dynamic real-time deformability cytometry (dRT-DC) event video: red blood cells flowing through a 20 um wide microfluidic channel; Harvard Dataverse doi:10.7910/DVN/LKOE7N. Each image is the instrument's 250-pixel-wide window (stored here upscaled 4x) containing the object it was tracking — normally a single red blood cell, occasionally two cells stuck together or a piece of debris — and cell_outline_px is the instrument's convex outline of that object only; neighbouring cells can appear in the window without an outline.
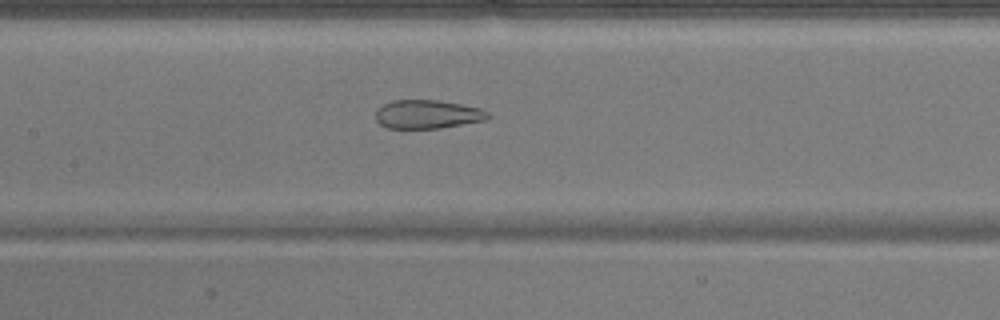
{"species": "common noctule bat (a hibernating species)", "species_latin": "Nyctalus noctula", "temperature_condition": "warm", "stored_images_in_passage": 51, "camera_frame_rate_fps": 3000, "um_per_image_px": 0.085, "animal": {"sex": "male", "body_mass_g": 17.9}, "frame": {"image": 1, "passage_image": 24, "time_ms": 7.667, "image_size_px": [1000, 320], "cell_outline_px": [[492, 116], [484, 120], [440, 128], [384, 128], [376, 120], [376, 112], [384, 104], [392, 100], [436, 100], [460, 104], [480, 108], [488, 112]], "centroid_in_image_um": [36.33, 9.72], "position_along_channel_um": 171.1, "area_um2": 18.61}}
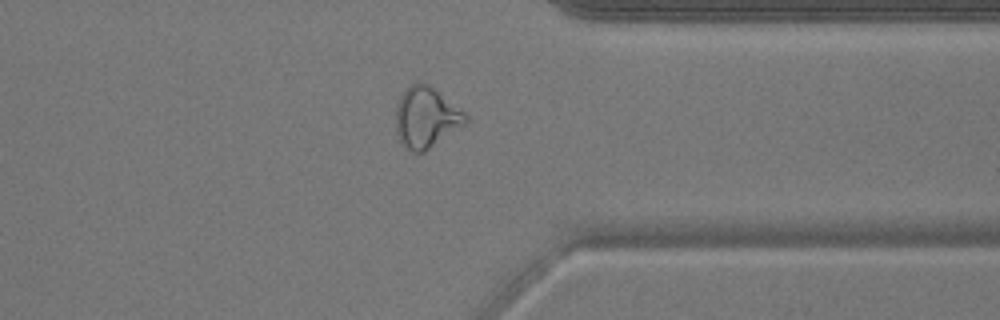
{"frame": {"image": 2, "passage_image": 40, "time_ms": 13.0, "image_size_px": [1000, 320], "cell_outline_px": [[468, 120], [464, 124], [424, 152], [412, 152], [400, 140], [396, 132], [396, 108], [400, 96], [404, 88], [420, 80], [428, 84], [464, 112], [468, 116]], "centroid_in_image_um": [36.19, 9.95], "position_along_channel_um": 375.2, "area_um2": 24.33}}
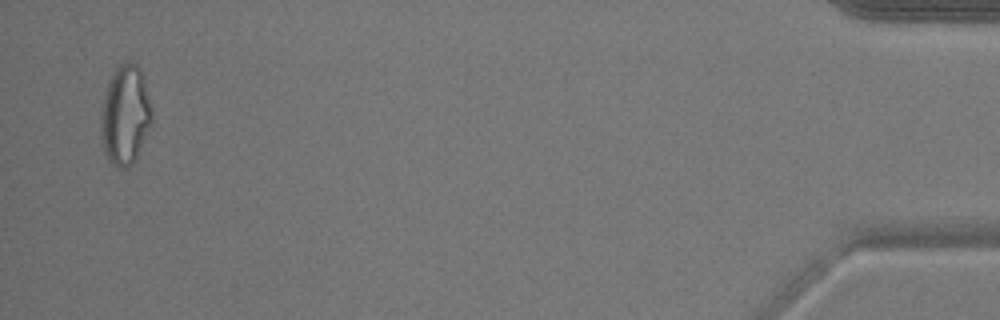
{"frame": {"image": 3, "passage_image": 50, "time_ms": 16.333, "image_size_px": [1000, 320], "cell_outline_px": [[152, 120], [136, 160], [128, 168], [116, 168], [108, 160], [104, 152], [100, 136], [100, 116], [104, 96], [108, 80], [112, 72], [124, 60], [128, 60], [136, 64], [140, 68], [152, 108]], "centroid_in_image_um": [10.62, 9.79], "position_along_channel_um": 424.6, "area_um2": 30.0}, "authors_computed_cell_mechanics": {"area_um2": 24.7384, "velocity_mm_per_s": 3.9184, "shape_relaxation_time_tau1_ms": null, "shape_relaxation_time_tau2_ms": 1.3712, "deformation_change_tau1": null, "deformation_change_tau2": 0.1066}}